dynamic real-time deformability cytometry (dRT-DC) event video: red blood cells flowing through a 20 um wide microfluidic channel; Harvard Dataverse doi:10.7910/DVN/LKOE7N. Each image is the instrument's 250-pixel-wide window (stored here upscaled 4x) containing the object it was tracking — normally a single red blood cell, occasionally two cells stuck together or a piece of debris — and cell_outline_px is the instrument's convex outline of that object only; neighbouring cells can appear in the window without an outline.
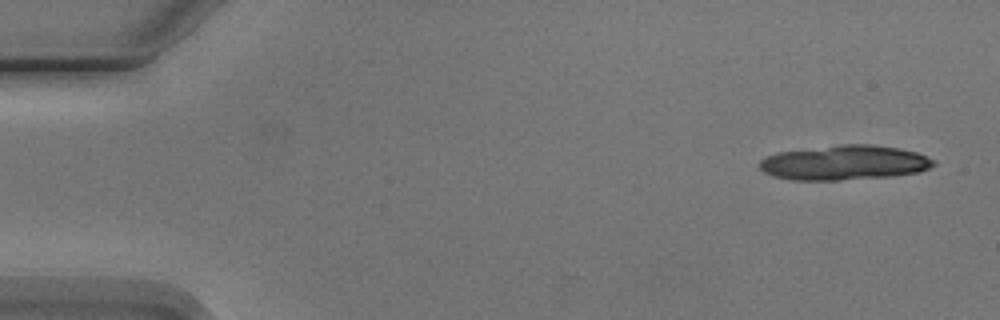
{"species": "Egyptian fruit bat (a non-hibernating species)", "species_latin": "Rousettus aegyptiacus", "temperature_condition": "cold", "stored_images_in_passage": 5, "camera_frame_rate_fps": 3000, "um_per_image_px": 0.085, "animal": {"sex": "male"}, "frame": {"image": 1, "passage_image": 1, "time_ms": 0.0, "image_size_px": [1000, 320], "cell_outline_px": [[936, 164], [928, 168], [916, 172], [892, 176], [840, 180], [792, 180], [776, 176], [764, 172], [760, 168], [760, 160], [776, 152], [840, 144], [872, 144], [900, 148], [916, 152], [936, 160]], "centroid_in_image_um": [71.79, 13.82], "position_along_channel_um": 13.2, "area_um2": 35.2}}